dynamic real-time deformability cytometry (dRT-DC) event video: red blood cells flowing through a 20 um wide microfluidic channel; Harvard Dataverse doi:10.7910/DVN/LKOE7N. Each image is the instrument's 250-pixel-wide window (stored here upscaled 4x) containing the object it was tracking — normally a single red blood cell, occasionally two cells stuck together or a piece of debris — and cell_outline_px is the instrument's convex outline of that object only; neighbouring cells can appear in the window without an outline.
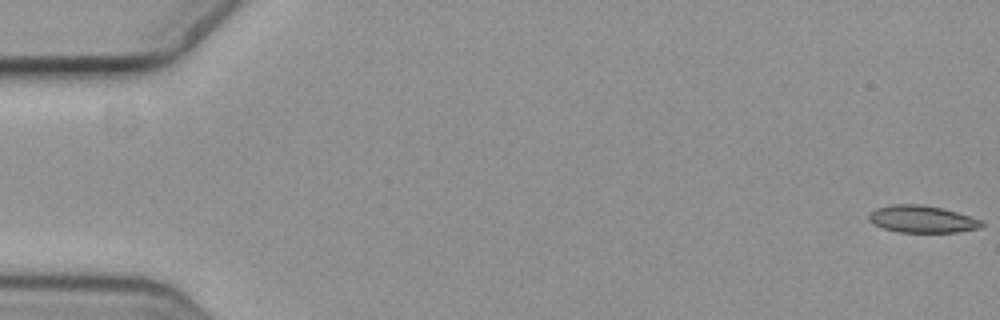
{"species": "common noctule bat (a hibernating species)", "species_latin": "Nyctalus noctula", "temperature_condition": "cold", "stored_images_in_passage": 7, "camera_frame_rate_fps": 3000, "um_per_image_px": 0.085, "animal": {"sex": "female", "body_mass_g": 19.3, "forearm_length_mm": 54.1}, "frame": {"image": 1, "passage_image": 1, "time_ms": 0.0, "image_size_px": [1000, 320], "cell_outline_px": [[984, 224], [980, 228], [960, 232], [896, 232], [884, 228], [868, 220], [868, 216], [876, 208], [892, 204], [920, 204], [940, 208], [956, 212], [980, 220]], "centroid_in_image_um": [78.37, 18.63], "position_along_channel_um": 6.6, "area_um2": 17.63}}
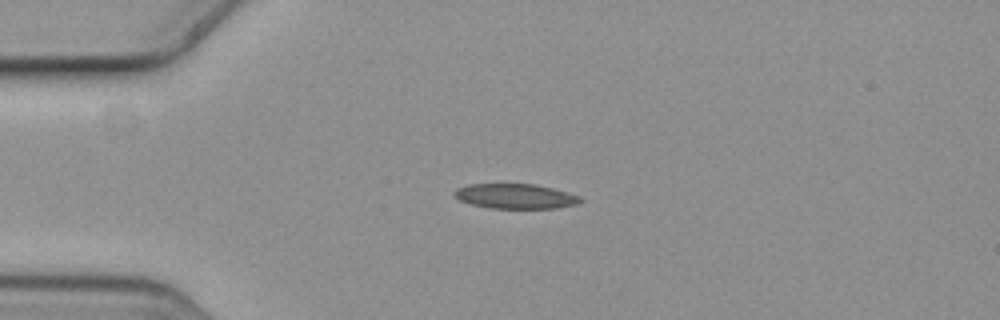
{"frame": {"image": 2, "passage_image": 5, "time_ms": 1.333, "image_size_px": [1000, 320], "cell_outline_px": [[584, 200], [580, 204], [556, 208], [488, 208], [472, 204], [460, 200], [452, 192], [456, 188], [468, 184], [536, 184], [568, 192], [580, 196]], "centroid_in_image_um": [43.85, 16.68], "position_along_channel_um": 41.2, "area_um2": 18.38}}
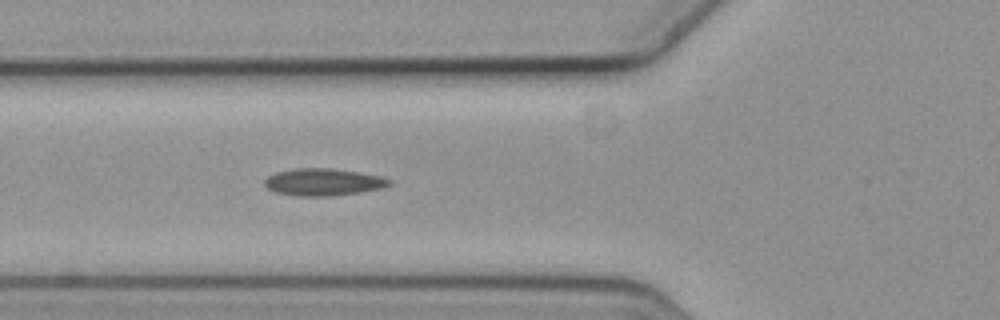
{"frame": {"image": 3, "passage_image": 7, "time_ms": 2.0, "image_size_px": [1000, 320], "cell_outline_px": [[392, 184], [380, 188], [360, 192], [328, 196], [296, 196], [276, 192], [268, 188], [264, 184], [264, 180], [268, 176], [276, 172], [296, 168], [332, 168], [360, 172], [380, 176], [392, 180]], "centroid_in_image_um": [27.48, 15.47], "position_along_channel_um": 98.3, "area_um2": 19.71}}